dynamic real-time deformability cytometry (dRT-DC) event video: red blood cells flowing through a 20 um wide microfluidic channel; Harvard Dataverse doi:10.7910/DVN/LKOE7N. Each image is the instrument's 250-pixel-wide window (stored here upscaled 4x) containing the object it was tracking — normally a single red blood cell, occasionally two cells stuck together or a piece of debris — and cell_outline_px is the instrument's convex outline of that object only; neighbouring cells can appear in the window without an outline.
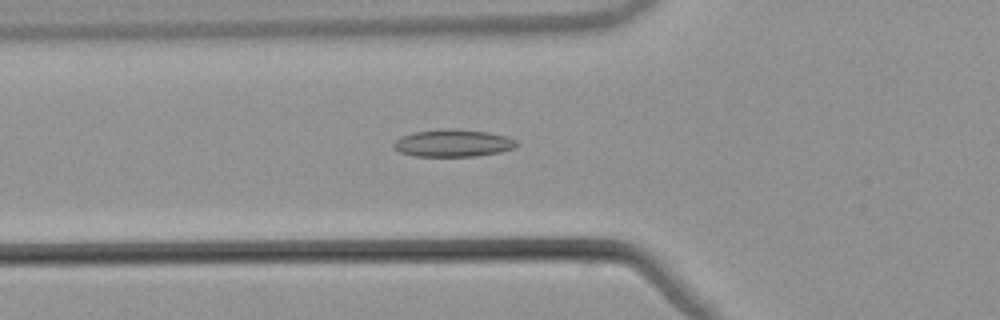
{"species": "common noctule bat (a hibernating species)", "species_latin": "Nyctalus noctula", "temperature_condition": "warm", "stored_images_in_passage": 54, "camera_frame_rate_fps": 3000, "um_per_image_px": 0.085, "animal": {"sex": "male", "body_mass_g": 21.5, "forearm_length_mm": 52.0}, "frame": {"image": 1, "passage_image": 20, "time_ms": 6.333, "image_size_px": [1000, 320], "cell_outline_px": [[520, 144], [516, 148], [500, 152], [476, 156], [416, 156], [400, 152], [392, 144], [400, 136], [412, 132], [444, 128], [456, 128], [488, 132], [508, 136], [516, 140]], "centroid_in_image_um": [38.55, 12.15], "position_along_channel_um": 87.2, "area_um2": 19.88}}
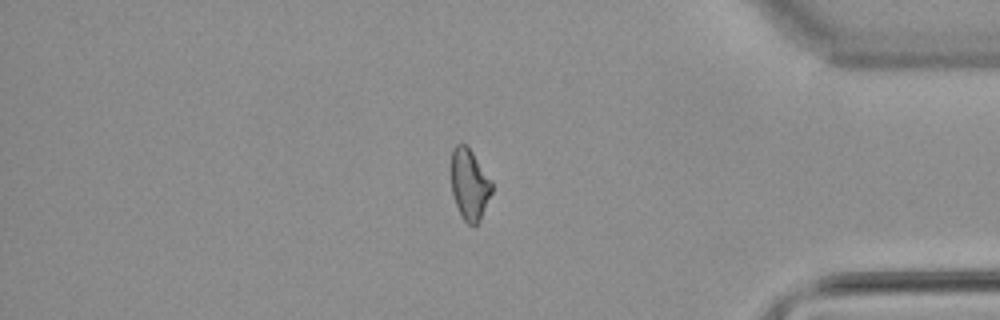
{"frame": {"image": 2, "passage_image": 46, "time_ms": 15.0, "image_size_px": [1000, 320], "cell_outline_px": [[492, 192], [480, 220], [476, 224], [468, 224], [464, 220], [456, 204], [452, 192], [452, 148], [456, 144], [464, 144], [472, 152], [492, 180]], "centroid_in_image_um": [39.92, 15.67], "position_along_channel_um": 395.3, "area_um2": 16.53}}
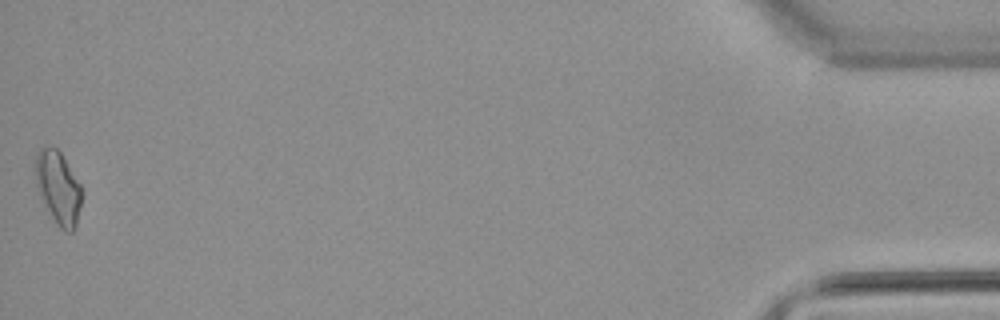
{"frame": {"image": 3, "passage_image": 54, "time_ms": 17.667, "image_size_px": [1000, 320], "cell_outline_px": [[80, 204], [76, 224], [72, 232], [64, 232], [56, 224], [44, 208], [36, 184], [36, 156], [40, 148], [56, 148], [60, 152], [80, 184]], "centroid_in_image_um": [4.92, 16.01], "position_along_channel_um": 430.3, "area_um2": 19.31}, "authors_computed_cell_mechanics": {"area_um2": 18.1492, "velocity_mm_per_s": 3.8581, "shape_relaxation_time_tau1_ms": null, "shape_relaxation_time_tau2_ms": 4.301, "deformation_change_tau1": null, "deformation_change_tau2": 0.1209}}